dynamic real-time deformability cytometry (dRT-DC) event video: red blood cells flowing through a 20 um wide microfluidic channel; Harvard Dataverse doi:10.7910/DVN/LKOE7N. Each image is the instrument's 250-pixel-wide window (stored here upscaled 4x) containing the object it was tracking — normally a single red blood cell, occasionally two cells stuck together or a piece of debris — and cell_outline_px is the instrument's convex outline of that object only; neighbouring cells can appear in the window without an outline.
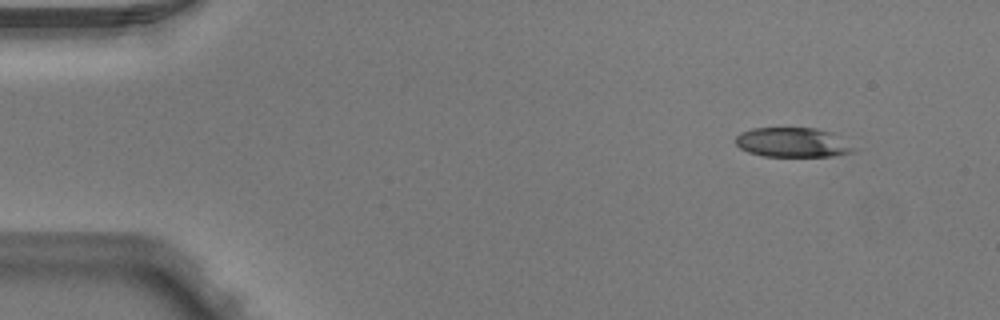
{"species": "Egyptian fruit bat (a non-hibernating species)", "species_latin": "Rousettus aegyptiacus", "temperature_condition": "warm", "stored_images_in_passage": 3, "camera_frame_rate_fps": 3000, "um_per_image_px": 0.085, "animal": {"sex": "male"}, "frame": {"image": 1, "passage_image": 1, "time_ms": 0.0, "image_size_px": [1000, 320], "cell_outline_px": [[860, 148], [852, 152], [836, 156], [764, 156], [748, 152], [740, 148], [736, 144], [736, 136], [740, 132], [752, 128], [816, 128], [836, 132]], "centroid_in_image_um": [67.49, 12.1], "position_along_channel_um": 17.5, "area_um2": 20.92}}
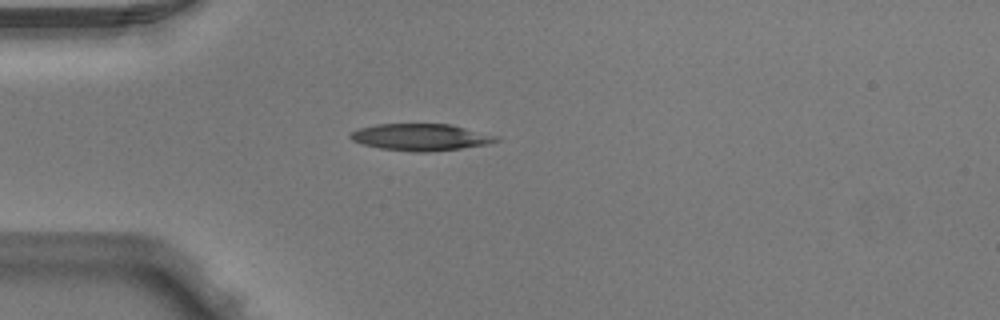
{"frame": {"image": 2, "passage_image": 3, "time_ms": 0.667, "image_size_px": [1000, 320], "cell_outline_px": [[500, 140], [488, 144], [460, 148], [428, 152], [416, 152], [380, 148], [364, 144], [352, 140], [348, 136], [352, 132], [360, 128], [376, 124], [452, 124], [500, 136]], "centroid_in_image_um": [35.81, 11.65], "position_along_channel_um": 49.2, "area_um2": 22.77}}